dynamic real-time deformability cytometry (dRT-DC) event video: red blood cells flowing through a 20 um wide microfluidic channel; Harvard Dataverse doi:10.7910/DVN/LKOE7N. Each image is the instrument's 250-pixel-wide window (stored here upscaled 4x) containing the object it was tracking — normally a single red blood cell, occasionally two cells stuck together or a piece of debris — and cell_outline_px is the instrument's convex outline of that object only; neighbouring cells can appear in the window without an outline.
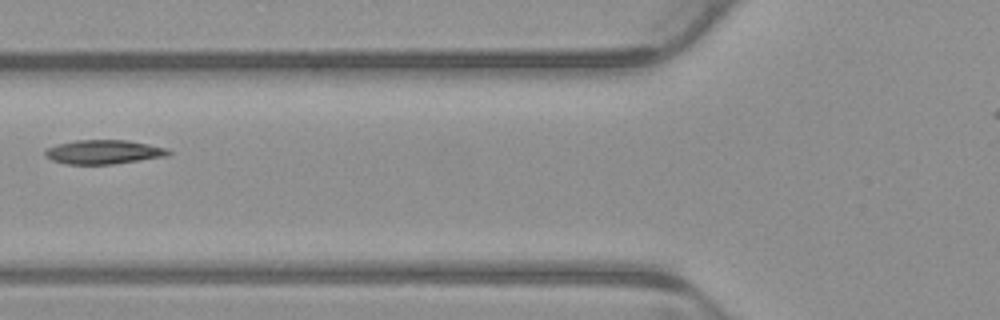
{"species": "common noctule bat (a hibernating species)", "species_latin": "Nyctalus noctula", "temperature_condition": "warm", "stored_images_in_passage": 8, "camera_frame_rate_fps": 3000, "um_per_image_px": 0.085, "animal": {"sex": "male", "body_mass_g": 23.1, "forearm_length_mm": 52.7}, "frame": {"image": 1, "passage_image": 8, "time_ms": 2.333, "image_size_px": [1000, 320], "cell_outline_px": [[172, 152], [168, 156], [112, 164], [64, 164], [52, 160], [44, 156], [44, 152], [48, 148], [56, 144], [76, 140], [128, 140], [168, 148]], "centroid_in_image_um": [8.81, 12.91], "position_along_channel_um": 117.0, "area_um2": 17.4}}